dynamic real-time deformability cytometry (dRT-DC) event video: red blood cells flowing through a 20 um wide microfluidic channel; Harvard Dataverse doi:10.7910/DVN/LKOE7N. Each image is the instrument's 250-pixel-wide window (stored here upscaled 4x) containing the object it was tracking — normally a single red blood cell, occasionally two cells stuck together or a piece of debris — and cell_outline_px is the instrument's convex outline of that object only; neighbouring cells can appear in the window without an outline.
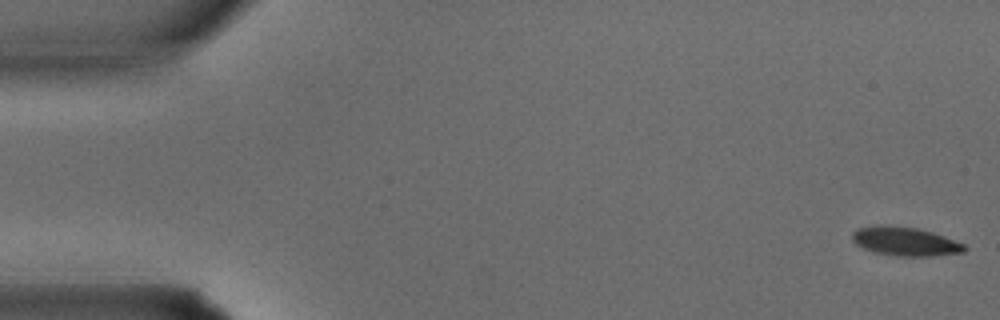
{"species": "common noctule bat (a hibernating species)", "species_latin": "Nyctalus noctula", "temperature_condition": "warm", "stored_images_in_passage": 34, "camera_frame_rate_fps": 3000, "um_per_image_px": 0.085, "animal": {"sex": "male", "body_mass_g": 15.6}, "frame": {"image": 1, "passage_image": 1, "time_ms": 0.0, "image_size_px": [1000, 320], "cell_outline_px": [[968, 248], [964, 252], [928, 256], [896, 256], [872, 252], [856, 244], [852, 240], [852, 232], [856, 228], [876, 224], [916, 228], [932, 232], [944, 236], [964, 244]], "centroid_in_image_um": [76.89, 20.51], "position_along_channel_um": 8.1, "area_um2": 18.9}}
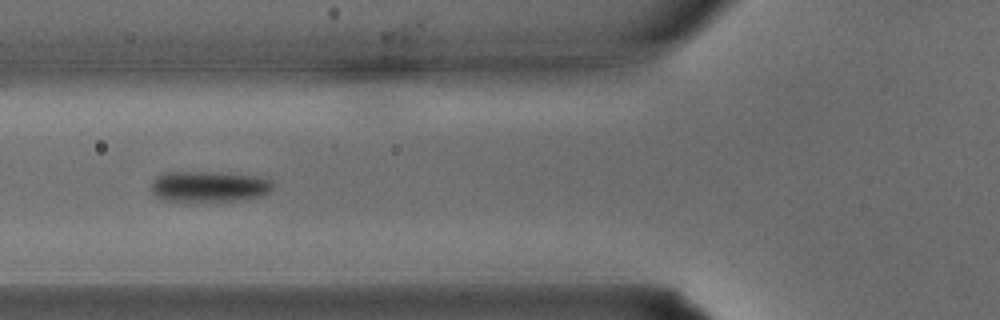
{"frame": {"image": 2, "passage_image": 13, "time_ms": 4.0, "image_size_px": [1000, 320], "cell_outline_px": [[272, 188], [268, 192], [260, 196], [236, 200], [184, 204], [164, 200], [156, 196], [152, 192], [152, 180], [156, 176], [164, 172], [228, 172], [256, 176], [272, 180]], "centroid_in_image_um": [17.7, 15.88], "position_along_channel_um": 108.1, "area_um2": 22.66}}
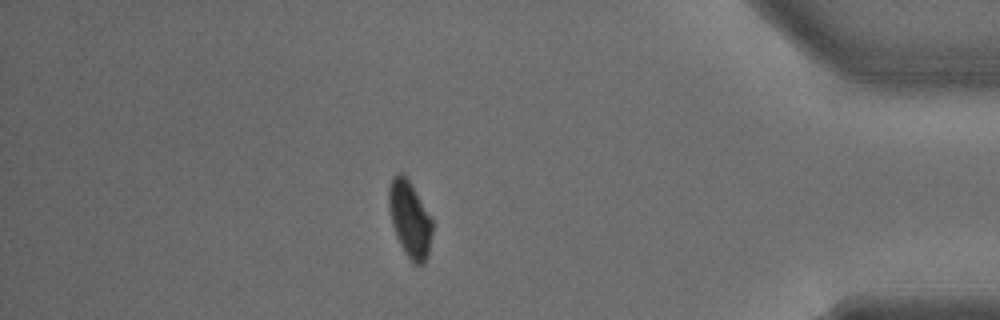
{"frame": {"image": 3, "passage_image": 30, "time_ms": 9.667, "image_size_px": [1000, 320], "cell_outline_px": [[432, 232], [428, 256], [424, 264], [412, 264], [404, 252], [396, 236], [392, 224], [388, 208], [388, 188], [392, 176], [400, 172], [412, 184], [432, 220]], "centroid_in_image_um": [34.81, 18.64], "position_along_channel_um": 400.4, "area_um2": 19.42}}